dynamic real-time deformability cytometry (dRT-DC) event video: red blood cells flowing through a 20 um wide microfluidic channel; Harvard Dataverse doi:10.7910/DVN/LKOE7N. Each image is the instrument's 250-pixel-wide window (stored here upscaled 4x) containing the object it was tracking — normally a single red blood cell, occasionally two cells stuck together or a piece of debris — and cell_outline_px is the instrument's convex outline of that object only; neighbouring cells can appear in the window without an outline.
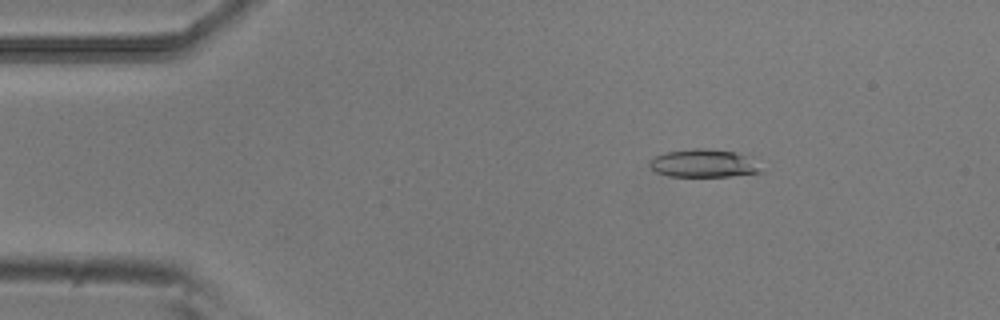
{"species": "common noctule bat (a hibernating species)", "species_latin": "Nyctalus noctula", "temperature_condition": "room temperature", "stored_images_in_passage": 52, "camera_frame_rate_fps": 3000, "um_per_image_px": 0.085, "animal": {"sex": "male", "body_mass_g": 20.5, "forearm_length_mm": 52.5}, "frame": {"image": 1, "passage_image": 8, "time_ms": 2.333, "image_size_px": [1000, 320], "cell_outline_px": [[760, 172], [728, 176], [668, 176], [656, 172], [648, 164], [648, 160], [664, 152], [692, 148], [704, 148], [736, 152], [752, 156]], "centroid_in_image_um": [59.76, 13.86], "position_along_channel_um": 25.2, "area_um2": 18.15}}
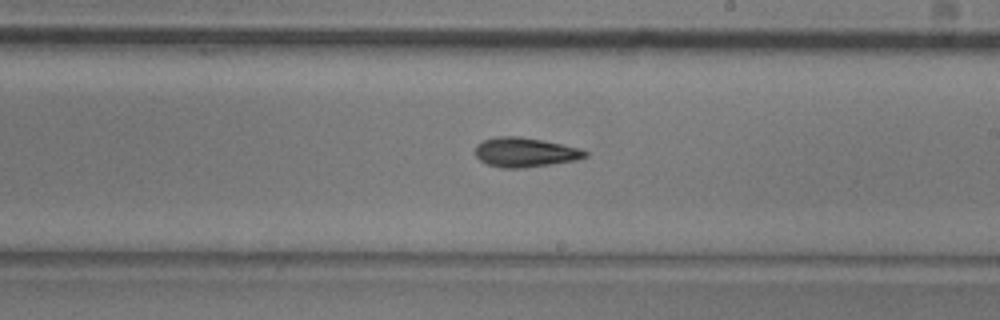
{"frame": {"image": 2, "passage_image": 30, "time_ms": 9.667, "image_size_px": [1000, 320], "cell_outline_px": [[588, 156], [576, 160], [552, 164], [520, 168], [500, 168], [488, 164], [480, 160], [476, 156], [476, 144], [484, 140], [496, 136], [520, 136], [560, 144], [576, 148], [588, 152]], "centroid_in_image_um": [44.59, 12.95], "position_along_channel_um": 244.4, "area_um2": 18.67}}
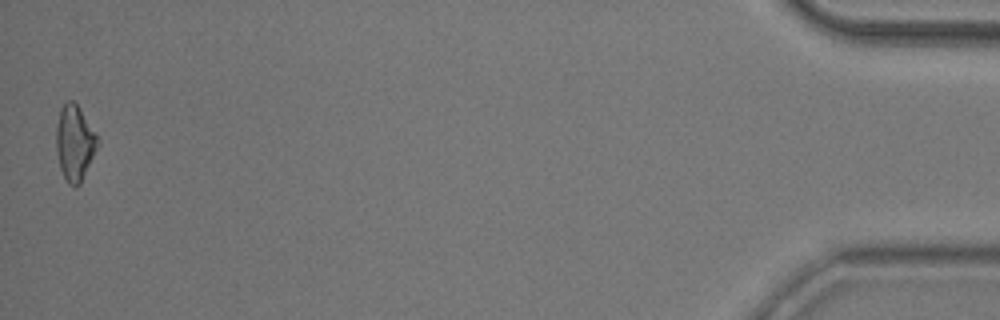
{"frame": {"image": 3, "passage_image": 52, "time_ms": 17.0, "image_size_px": [1000, 320], "cell_outline_px": [[100, 144], [80, 184], [68, 184], [60, 168], [56, 152], [56, 128], [60, 108], [68, 100], [72, 100], [76, 104], [100, 140]], "centroid_in_image_um": [6.35, 12.15], "position_along_channel_um": 428.9, "area_um2": 18.03}, "authors_computed_cell_mechanics": {"area_um2": 18.1492, "velocity_mm_per_s": 3.8136, "shape_relaxation_time_tau1_ms": 4.4859, "shape_relaxation_time_tau2_ms": 4.6095, "deformation_change_tau1": 0.1409, "deformation_change_tau2": 0.1376}}